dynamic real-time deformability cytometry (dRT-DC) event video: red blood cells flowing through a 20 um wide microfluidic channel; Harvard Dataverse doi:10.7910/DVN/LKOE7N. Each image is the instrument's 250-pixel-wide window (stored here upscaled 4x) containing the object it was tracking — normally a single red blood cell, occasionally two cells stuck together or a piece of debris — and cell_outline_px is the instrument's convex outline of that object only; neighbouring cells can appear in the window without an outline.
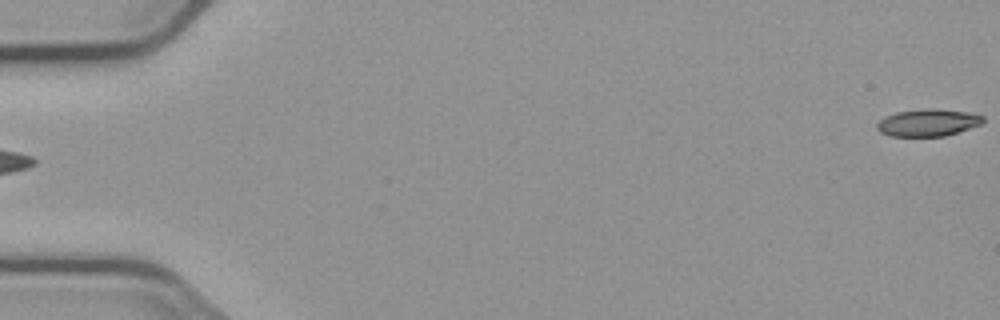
{"species": "common noctule bat (a hibernating species)", "species_latin": "Nyctalus noctula", "temperature_condition": "cold", "stored_images_in_passage": 5, "segment_of_instrument_passage": [2, 2], "camera_frame_rate_fps": 3000, "um_per_image_px": 0.085, "animal": {"sex": "male", "body_mass_g": 23.1, "forearm_length_mm": 52.7}, "frame": {"image": 1, "passage_image": 5, "time_ms": 5.333, "image_size_px": [1000, 320], "cell_outline_px": [[984, 124], [944, 136], [888, 136], [880, 132], [876, 128], [876, 124], [880, 120], [896, 112], [928, 108], [968, 112], [984, 116]], "centroid_in_image_um": [78.89, 10.43], "position_along_channel_um": 6.1, "area_um2": 16.76}}